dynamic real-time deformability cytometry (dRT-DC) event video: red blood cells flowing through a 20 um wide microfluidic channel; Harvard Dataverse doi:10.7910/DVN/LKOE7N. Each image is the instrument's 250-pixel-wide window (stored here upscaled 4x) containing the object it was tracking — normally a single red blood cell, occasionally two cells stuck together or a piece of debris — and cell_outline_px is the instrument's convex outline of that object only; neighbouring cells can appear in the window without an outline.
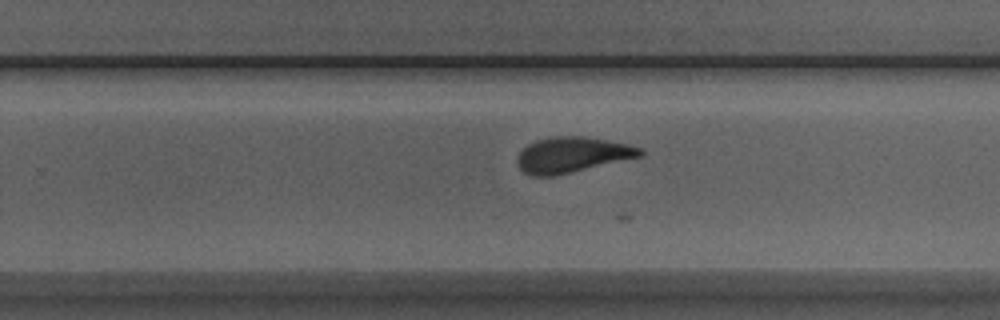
{"species": "Egyptian fruit bat (a non-hibernating species)", "species_latin": "Rousettus aegyptiacus", "temperature_condition": "room temperature", "stored_images_in_passage": 29, "camera_frame_rate_fps": 3000, "um_per_image_px": 0.085, "animal": {"sex": "male"}, "frame": {"image": 1, "passage_image": 18, "time_ms": 5.667, "image_size_px": [1000, 320], "cell_outline_px": [[644, 152], [640, 156], [556, 176], [532, 176], [524, 172], [516, 164], [516, 160], [520, 152], [528, 144], [536, 140], [548, 136], [584, 136], [608, 140], [628, 144], [640, 148]], "centroid_in_image_um": [48.59, 13.15], "position_along_channel_um": 281.2, "area_um2": 25.43}}
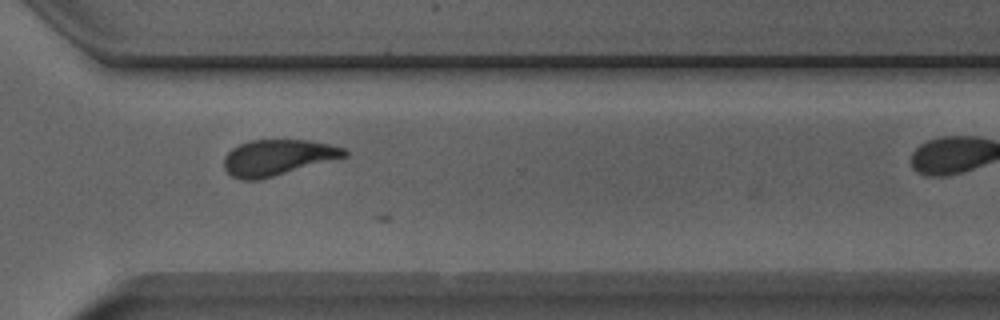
{"frame": {"image": 2, "passage_image": 23, "time_ms": 7.333, "image_size_px": [1000, 320], "cell_outline_px": [[348, 156], [260, 180], [240, 180], [232, 176], [224, 168], [224, 156], [232, 148], [240, 144], [252, 140], [308, 140], [328, 144], [344, 148], [348, 152]], "centroid_in_image_um": [23.59, 13.39], "position_along_channel_um": 347.0, "area_um2": 25.14}}